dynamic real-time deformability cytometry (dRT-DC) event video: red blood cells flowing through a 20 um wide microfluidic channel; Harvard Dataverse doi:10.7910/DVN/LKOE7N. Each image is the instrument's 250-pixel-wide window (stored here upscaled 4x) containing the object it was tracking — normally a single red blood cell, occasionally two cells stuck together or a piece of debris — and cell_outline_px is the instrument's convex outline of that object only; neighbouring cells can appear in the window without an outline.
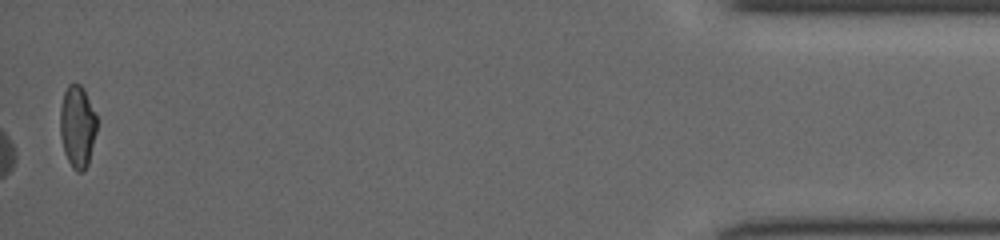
{"species": "common noctule bat (a hibernating species)", "species_latin": "Nyctalus noctula", "temperature_condition": "cold", "stored_images_in_passage": 47, "camera_frame_rate_fps": 3000, "um_per_image_px": 0.085, "animal": {"sex": "female", "body_mass_g": 19.5, "forearm_length_mm": 54.1}, "frame": {"image": 1, "passage_image": 47, "time_ms": 15.333, "image_size_px": [1000, 240], "cell_outline_px": [[96, 132], [88, 164], [80, 172], [76, 172], [72, 168], [64, 152], [60, 136], [60, 108], [64, 92], [68, 84], [80, 84], [84, 88], [96, 112]], "centroid_in_image_um": [6.58, 10.73], "position_along_channel_um": 428.6, "area_um2": 17.69}}